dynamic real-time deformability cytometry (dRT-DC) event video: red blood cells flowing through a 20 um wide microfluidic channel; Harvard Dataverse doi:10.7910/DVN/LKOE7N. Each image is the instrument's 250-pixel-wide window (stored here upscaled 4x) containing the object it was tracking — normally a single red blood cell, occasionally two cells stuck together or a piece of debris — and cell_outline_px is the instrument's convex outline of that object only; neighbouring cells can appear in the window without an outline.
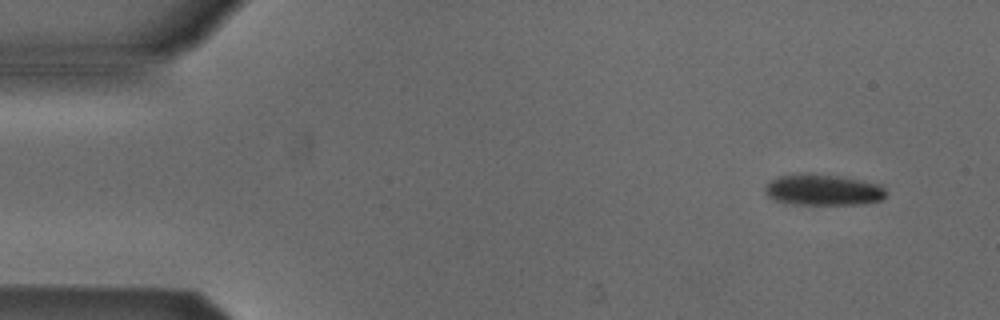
{"species": "Egyptian fruit bat (a non-hibernating species)", "species_latin": "Rousettus aegyptiacus", "temperature_condition": "cold", "stored_images_in_passage": 4, "camera_frame_rate_fps": 3000, "um_per_image_px": 0.085, "animal": {"sex": "male"}, "frame": {"image": 1, "passage_image": 1, "time_ms": 0.0, "image_size_px": [1000, 320], "cell_outline_px": [[888, 192], [884, 200], [864, 204], [796, 204], [776, 200], [768, 196], [764, 192], [764, 184], [768, 180], [776, 176], [804, 172], [812, 172], [840, 176], [864, 180], [880, 184]], "centroid_in_image_um": [69.96, 16.11], "position_along_channel_um": 15.0, "area_um2": 22.66}}
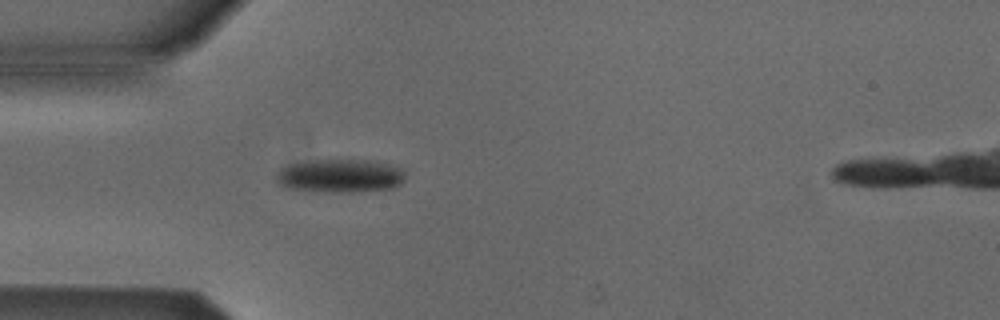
{"frame": {"image": 2, "passage_image": 4, "time_ms": 3.667, "image_size_px": [1000, 320], "cell_outline_px": [[404, 180], [400, 184], [392, 188], [352, 192], [332, 192], [284, 188], [276, 180], [276, 172], [280, 168], [288, 164], [316, 160], [368, 160], [388, 164], [400, 168], [404, 172]], "centroid_in_image_um": [28.87, 14.95], "position_along_channel_um": 56.1, "area_um2": 25.09}}